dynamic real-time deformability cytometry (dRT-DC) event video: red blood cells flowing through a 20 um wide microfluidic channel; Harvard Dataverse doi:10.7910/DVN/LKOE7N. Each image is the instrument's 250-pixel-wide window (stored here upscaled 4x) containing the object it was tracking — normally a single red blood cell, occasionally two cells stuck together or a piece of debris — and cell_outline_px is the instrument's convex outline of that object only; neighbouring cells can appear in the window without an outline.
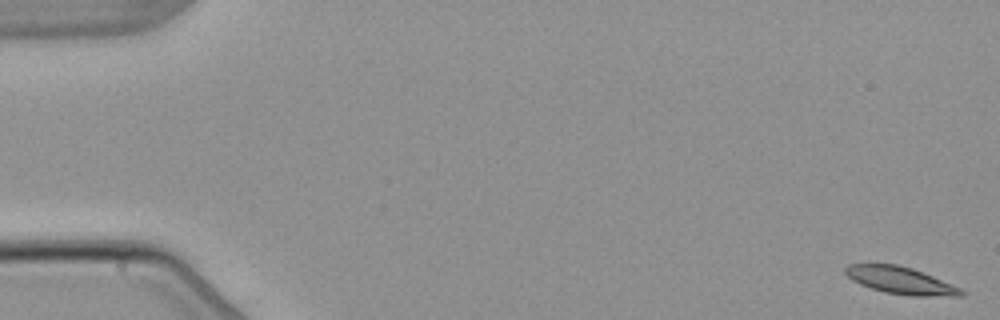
{"species": "common noctule bat (a hibernating species)", "species_latin": "Nyctalus noctula", "temperature_condition": "warm", "stored_images_in_passage": 5, "camera_frame_rate_fps": 3000, "um_per_image_px": 0.085, "animal": {"sex": "male", "body_mass_g": 21.5, "forearm_length_mm": 52.0}, "frame": {"image": 1, "passage_image": 1, "time_ms": 0.0, "image_size_px": [1000, 320], "cell_outline_px": [[964, 296], [912, 296], [884, 292], [860, 284], [852, 280], [844, 272], [844, 268], [848, 264], [896, 264], [912, 268], [932, 276], [960, 288], [964, 292]], "centroid_in_image_um": [76.53, 23.84], "position_along_channel_um": 8.5, "area_um2": 18.15}}